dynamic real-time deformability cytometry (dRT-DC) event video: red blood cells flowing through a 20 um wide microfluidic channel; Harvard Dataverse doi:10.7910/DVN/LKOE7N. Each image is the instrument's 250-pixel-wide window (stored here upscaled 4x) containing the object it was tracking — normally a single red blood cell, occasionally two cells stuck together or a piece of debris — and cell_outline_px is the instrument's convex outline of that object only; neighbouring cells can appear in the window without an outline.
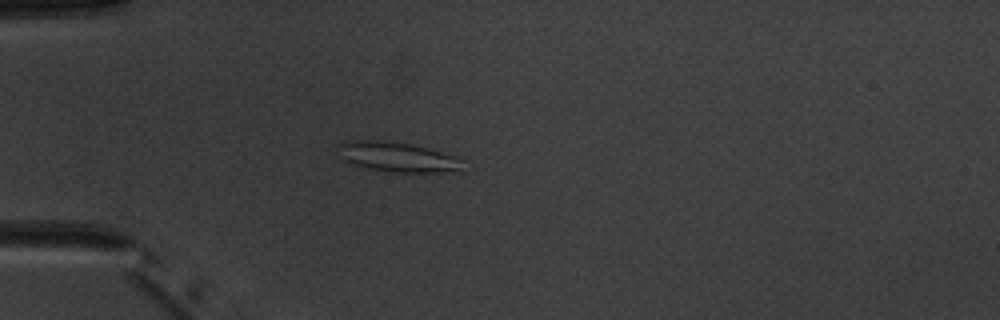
{"species": "common noctule bat (a hibernating species)", "species_latin": "Nyctalus noctula", "temperature_condition": "warm", "stored_images_in_passage": 4, "camera_frame_rate_fps": 3000, "um_per_image_px": 0.085, "animal": {"sex": "male", "body_mass_g": 20.1, "forearm_length_mm": 53.5}, "frame": {"image": 1, "passage_image": 3, "time_ms": 3.0, "image_size_px": [1000, 320], "cell_outline_px": [[460, 172], [392, 172], [368, 168], [352, 164], [340, 160], [336, 144], [344, 140], [376, 140], [408, 144], [428, 148], [452, 156]], "centroid_in_image_um": [33.56, 13.33], "position_along_channel_um": 51.4, "area_um2": 21.27}}